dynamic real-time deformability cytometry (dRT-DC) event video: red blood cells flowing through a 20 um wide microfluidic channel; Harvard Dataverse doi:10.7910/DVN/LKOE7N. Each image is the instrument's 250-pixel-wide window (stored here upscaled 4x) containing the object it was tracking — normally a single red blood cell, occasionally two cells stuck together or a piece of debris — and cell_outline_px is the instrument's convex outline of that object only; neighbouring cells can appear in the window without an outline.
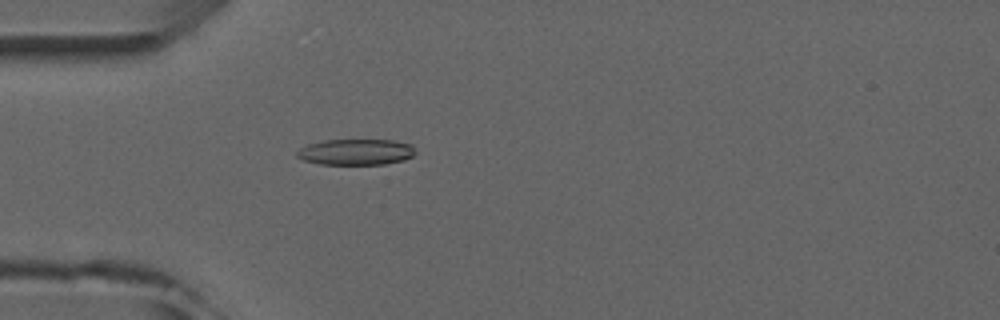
{"species": "common noctule bat (a hibernating species)", "species_latin": "Nyctalus noctula", "temperature_condition": "room temperature", "stored_images_in_passage": 1, "camera_frame_rate_fps": 3000, "um_per_image_px": 0.085, "animal": {"sex": "male", "forearm_length_mm": 52.5}, "frame": {"image": 1, "passage_image": 1, "time_ms": 0.0, "image_size_px": [1000, 320], "cell_outline_px": [[416, 152], [412, 156], [404, 160], [384, 164], [320, 164], [304, 160], [296, 156], [296, 152], [300, 148], [308, 144], [324, 140], [392, 140], [412, 144]], "centroid_in_image_um": [30.26, 12.91], "position_along_channel_um": 54.7, "area_um2": 17.92}}